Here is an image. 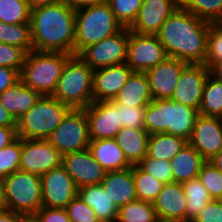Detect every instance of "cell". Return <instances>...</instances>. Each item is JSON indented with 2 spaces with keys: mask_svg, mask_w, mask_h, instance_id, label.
I'll use <instances>...</instances> for the list:
<instances>
[{
  "mask_svg": "<svg viewBox=\"0 0 222 222\" xmlns=\"http://www.w3.org/2000/svg\"><path fill=\"white\" fill-rule=\"evenodd\" d=\"M210 74L213 75L216 79L222 81V61L215 64L210 69Z\"/></svg>",
  "mask_w": 222,
  "mask_h": 222,
  "instance_id": "cell-54",
  "label": "cell"
},
{
  "mask_svg": "<svg viewBox=\"0 0 222 222\" xmlns=\"http://www.w3.org/2000/svg\"><path fill=\"white\" fill-rule=\"evenodd\" d=\"M62 155L89 147L88 122L84 109H71L47 139Z\"/></svg>",
  "mask_w": 222,
  "mask_h": 222,
  "instance_id": "cell-9",
  "label": "cell"
},
{
  "mask_svg": "<svg viewBox=\"0 0 222 222\" xmlns=\"http://www.w3.org/2000/svg\"><path fill=\"white\" fill-rule=\"evenodd\" d=\"M101 185L119 208L138 200L133 177V165L122 171L107 172Z\"/></svg>",
  "mask_w": 222,
  "mask_h": 222,
  "instance_id": "cell-22",
  "label": "cell"
},
{
  "mask_svg": "<svg viewBox=\"0 0 222 222\" xmlns=\"http://www.w3.org/2000/svg\"><path fill=\"white\" fill-rule=\"evenodd\" d=\"M192 222H222V202L211 200Z\"/></svg>",
  "mask_w": 222,
  "mask_h": 222,
  "instance_id": "cell-45",
  "label": "cell"
},
{
  "mask_svg": "<svg viewBox=\"0 0 222 222\" xmlns=\"http://www.w3.org/2000/svg\"><path fill=\"white\" fill-rule=\"evenodd\" d=\"M210 24L178 7L156 35L168 57L188 64H204Z\"/></svg>",
  "mask_w": 222,
  "mask_h": 222,
  "instance_id": "cell-2",
  "label": "cell"
},
{
  "mask_svg": "<svg viewBox=\"0 0 222 222\" xmlns=\"http://www.w3.org/2000/svg\"><path fill=\"white\" fill-rule=\"evenodd\" d=\"M122 28L107 1L76 7L74 55L87 46L115 35Z\"/></svg>",
  "mask_w": 222,
  "mask_h": 222,
  "instance_id": "cell-4",
  "label": "cell"
},
{
  "mask_svg": "<svg viewBox=\"0 0 222 222\" xmlns=\"http://www.w3.org/2000/svg\"><path fill=\"white\" fill-rule=\"evenodd\" d=\"M198 110L172 99H153L144 112V129L149 134L167 133L189 140Z\"/></svg>",
  "mask_w": 222,
  "mask_h": 222,
  "instance_id": "cell-3",
  "label": "cell"
},
{
  "mask_svg": "<svg viewBox=\"0 0 222 222\" xmlns=\"http://www.w3.org/2000/svg\"><path fill=\"white\" fill-rule=\"evenodd\" d=\"M116 20L129 27L135 20L143 0H106Z\"/></svg>",
  "mask_w": 222,
  "mask_h": 222,
  "instance_id": "cell-38",
  "label": "cell"
},
{
  "mask_svg": "<svg viewBox=\"0 0 222 222\" xmlns=\"http://www.w3.org/2000/svg\"><path fill=\"white\" fill-rule=\"evenodd\" d=\"M76 7L69 0L31 9L33 50L74 55Z\"/></svg>",
  "mask_w": 222,
  "mask_h": 222,
  "instance_id": "cell-1",
  "label": "cell"
},
{
  "mask_svg": "<svg viewBox=\"0 0 222 222\" xmlns=\"http://www.w3.org/2000/svg\"><path fill=\"white\" fill-rule=\"evenodd\" d=\"M199 181L207 188L212 199L222 194V172L206 161L198 174Z\"/></svg>",
  "mask_w": 222,
  "mask_h": 222,
  "instance_id": "cell-40",
  "label": "cell"
},
{
  "mask_svg": "<svg viewBox=\"0 0 222 222\" xmlns=\"http://www.w3.org/2000/svg\"><path fill=\"white\" fill-rule=\"evenodd\" d=\"M199 114L222 118V81L209 74L203 89Z\"/></svg>",
  "mask_w": 222,
  "mask_h": 222,
  "instance_id": "cell-30",
  "label": "cell"
},
{
  "mask_svg": "<svg viewBox=\"0 0 222 222\" xmlns=\"http://www.w3.org/2000/svg\"><path fill=\"white\" fill-rule=\"evenodd\" d=\"M217 200L222 202V194L220 195V197Z\"/></svg>",
  "mask_w": 222,
  "mask_h": 222,
  "instance_id": "cell-57",
  "label": "cell"
},
{
  "mask_svg": "<svg viewBox=\"0 0 222 222\" xmlns=\"http://www.w3.org/2000/svg\"><path fill=\"white\" fill-rule=\"evenodd\" d=\"M132 72L126 63L94 70L93 101L113 100Z\"/></svg>",
  "mask_w": 222,
  "mask_h": 222,
  "instance_id": "cell-21",
  "label": "cell"
},
{
  "mask_svg": "<svg viewBox=\"0 0 222 222\" xmlns=\"http://www.w3.org/2000/svg\"><path fill=\"white\" fill-rule=\"evenodd\" d=\"M222 61V23L210 24L204 64L211 69Z\"/></svg>",
  "mask_w": 222,
  "mask_h": 222,
  "instance_id": "cell-39",
  "label": "cell"
},
{
  "mask_svg": "<svg viewBox=\"0 0 222 222\" xmlns=\"http://www.w3.org/2000/svg\"><path fill=\"white\" fill-rule=\"evenodd\" d=\"M179 7L211 24L222 23V0H179Z\"/></svg>",
  "mask_w": 222,
  "mask_h": 222,
  "instance_id": "cell-32",
  "label": "cell"
},
{
  "mask_svg": "<svg viewBox=\"0 0 222 222\" xmlns=\"http://www.w3.org/2000/svg\"><path fill=\"white\" fill-rule=\"evenodd\" d=\"M71 222H100L95 211L77 195L66 207Z\"/></svg>",
  "mask_w": 222,
  "mask_h": 222,
  "instance_id": "cell-43",
  "label": "cell"
},
{
  "mask_svg": "<svg viewBox=\"0 0 222 222\" xmlns=\"http://www.w3.org/2000/svg\"><path fill=\"white\" fill-rule=\"evenodd\" d=\"M187 144L188 140L183 137L167 133L149 134L145 158L171 161Z\"/></svg>",
  "mask_w": 222,
  "mask_h": 222,
  "instance_id": "cell-29",
  "label": "cell"
},
{
  "mask_svg": "<svg viewBox=\"0 0 222 222\" xmlns=\"http://www.w3.org/2000/svg\"><path fill=\"white\" fill-rule=\"evenodd\" d=\"M168 57L157 35L129 30L126 64L133 72H146Z\"/></svg>",
  "mask_w": 222,
  "mask_h": 222,
  "instance_id": "cell-11",
  "label": "cell"
},
{
  "mask_svg": "<svg viewBox=\"0 0 222 222\" xmlns=\"http://www.w3.org/2000/svg\"><path fill=\"white\" fill-rule=\"evenodd\" d=\"M129 28L84 48L78 56L93 70L126 63Z\"/></svg>",
  "mask_w": 222,
  "mask_h": 222,
  "instance_id": "cell-10",
  "label": "cell"
},
{
  "mask_svg": "<svg viewBox=\"0 0 222 222\" xmlns=\"http://www.w3.org/2000/svg\"><path fill=\"white\" fill-rule=\"evenodd\" d=\"M8 209L6 199H5V192L3 182L0 179V212L5 211Z\"/></svg>",
  "mask_w": 222,
  "mask_h": 222,
  "instance_id": "cell-55",
  "label": "cell"
},
{
  "mask_svg": "<svg viewBox=\"0 0 222 222\" xmlns=\"http://www.w3.org/2000/svg\"><path fill=\"white\" fill-rule=\"evenodd\" d=\"M84 110L90 141L115 138L122 129L119 122L118 104L112 100L93 101Z\"/></svg>",
  "mask_w": 222,
  "mask_h": 222,
  "instance_id": "cell-14",
  "label": "cell"
},
{
  "mask_svg": "<svg viewBox=\"0 0 222 222\" xmlns=\"http://www.w3.org/2000/svg\"><path fill=\"white\" fill-rule=\"evenodd\" d=\"M41 183L43 207L66 209L78 195V187L62 165L42 175Z\"/></svg>",
  "mask_w": 222,
  "mask_h": 222,
  "instance_id": "cell-12",
  "label": "cell"
},
{
  "mask_svg": "<svg viewBox=\"0 0 222 222\" xmlns=\"http://www.w3.org/2000/svg\"><path fill=\"white\" fill-rule=\"evenodd\" d=\"M146 107L125 106L118 104L119 122L122 128L144 129V112Z\"/></svg>",
  "mask_w": 222,
  "mask_h": 222,
  "instance_id": "cell-44",
  "label": "cell"
},
{
  "mask_svg": "<svg viewBox=\"0 0 222 222\" xmlns=\"http://www.w3.org/2000/svg\"><path fill=\"white\" fill-rule=\"evenodd\" d=\"M188 143L209 161L222 148V118L199 114Z\"/></svg>",
  "mask_w": 222,
  "mask_h": 222,
  "instance_id": "cell-17",
  "label": "cell"
},
{
  "mask_svg": "<svg viewBox=\"0 0 222 222\" xmlns=\"http://www.w3.org/2000/svg\"><path fill=\"white\" fill-rule=\"evenodd\" d=\"M62 166L79 188L101 184L107 171L93 158L89 149L62 155Z\"/></svg>",
  "mask_w": 222,
  "mask_h": 222,
  "instance_id": "cell-16",
  "label": "cell"
},
{
  "mask_svg": "<svg viewBox=\"0 0 222 222\" xmlns=\"http://www.w3.org/2000/svg\"><path fill=\"white\" fill-rule=\"evenodd\" d=\"M72 108L53 96H41L17 121V138L47 140Z\"/></svg>",
  "mask_w": 222,
  "mask_h": 222,
  "instance_id": "cell-7",
  "label": "cell"
},
{
  "mask_svg": "<svg viewBox=\"0 0 222 222\" xmlns=\"http://www.w3.org/2000/svg\"><path fill=\"white\" fill-rule=\"evenodd\" d=\"M88 149L107 172L122 171L132 167L115 138L91 140Z\"/></svg>",
  "mask_w": 222,
  "mask_h": 222,
  "instance_id": "cell-24",
  "label": "cell"
},
{
  "mask_svg": "<svg viewBox=\"0 0 222 222\" xmlns=\"http://www.w3.org/2000/svg\"><path fill=\"white\" fill-rule=\"evenodd\" d=\"M17 127L0 126V150L17 139Z\"/></svg>",
  "mask_w": 222,
  "mask_h": 222,
  "instance_id": "cell-48",
  "label": "cell"
},
{
  "mask_svg": "<svg viewBox=\"0 0 222 222\" xmlns=\"http://www.w3.org/2000/svg\"><path fill=\"white\" fill-rule=\"evenodd\" d=\"M0 43H6L24 49L33 50L30 23L7 24L0 21Z\"/></svg>",
  "mask_w": 222,
  "mask_h": 222,
  "instance_id": "cell-34",
  "label": "cell"
},
{
  "mask_svg": "<svg viewBox=\"0 0 222 222\" xmlns=\"http://www.w3.org/2000/svg\"><path fill=\"white\" fill-rule=\"evenodd\" d=\"M34 216L40 222H71L66 209L42 206Z\"/></svg>",
  "mask_w": 222,
  "mask_h": 222,
  "instance_id": "cell-46",
  "label": "cell"
},
{
  "mask_svg": "<svg viewBox=\"0 0 222 222\" xmlns=\"http://www.w3.org/2000/svg\"><path fill=\"white\" fill-rule=\"evenodd\" d=\"M0 126L3 127H17V120L13 115L6 110L0 101Z\"/></svg>",
  "mask_w": 222,
  "mask_h": 222,
  "instance_id": "cell-49",
  "label": "cell"
},
{
  "mask_svg": "<svg viewBox=\"0 0 222 222\" xmlns=\"http://www.w3.org/2000/svg\"><path fill=\"white\" fill-rule=\"evenodd\" d=\"M93 72L78 55L65 63L53 97L72 109H84L93 102Z\"/></svg>",
  "mask_w": 222,
  "mask_h": 222,
  "instance_id": "cell-6",
  "label": "cell"
},
{
  "mask_svg": "<svg viewBox=\"0 0 222 222\" xmlns=\"http://www.w3.org/2000/svg\"><path fill=\"white\" fill-rule=\"evenodd\" d=\"M117 222H159L153 204L136 200L123 205L118 210Z\"/></svg>",
  "mask_w": 222,
  "mask_h": 222,
  "instance_id": "cell-33",
  "label": "cell"
},
{
  "mask_svg": "<svg viewBox=\"0 0 222 222\" xmlns=\"http://www.w3.org/2000/svg\"><path fill=\"white\" fill-rule=\"evenodd\" d=\"M20 80V73L8 67L0 66V94Z\"/></svg>",
  "mask_w": 222,
  "mask_h": 222,
  "instance_id": "cell-47",
  "label": "cell"
},
{
  "mask_svg": "<svg viewBox=\"0 0 222 222\" xmlns=\"http://www.w3.org/2000/svg\"><path fill=\"white\" fill-rule=\"evenodd\" d=\"M75 7H82L91 4H98L106 0H69Z\"/></svg>",
  "mask_w": 222,
  "mask_h": 222,
  "instance_id": "cell-53",
  "label": "cell"
},
{
  "mask_svg": "<svg viewBox=\"0 0 222 222\" xmlns=\"http://www.w3.org/2000/svg\"><path fill=\"white\" fill-rule=\"evenodd\" d=\"M188 63L167 57L158 65L147 70L150 91L153 99H171L179 77Z\"/></svg>",
  "mask_w": 222,
  "mask_h": 222,
  "instance_id": "cell-19",
  "label": "cell"
},
{
  "mask_svg": "<svg viewBox=\"0 0 222 222\" xmlns=\"http://www.w3.org/2000/svg\"><path fill=\"white\" fill-rule=\"evenodd\" d=\"M186 199L182 183L164 184L152 203L159 222H187Z\"/></svg>",
  "mask_w": 222,
  "mask_h": 222,
  "instance_id": "cell-20",
  "label": "cell"
},
{
  "mask_svg": "<svg viewBox=\"0 0 222 222\" xmlns=\"http://www.w3.org/2000/svg\"><path fill=\"white\" fill-rule=\"evenodd\" d=\"M62 0H27L30 9L57 3Z\"/></svg>",
  "mask_w": 222,
  "mask_h": 222,
  "instance_id": "cell-51",
  "label": "cell"
},
{
  "mask_svg": "<svg viewBox=\"0 0 222 222\" xmlns=\"http://www.w3.org/2000/svg\"><path fill=\"white\" fill-rule=\"evenodd\" d=\"M133 177L138 200L153 203L164 183L144 171L139 165H133Z\"/></svg>",
  "mask_w": 222,
  "mask_h": 222,
  "instance_id": "cell-35",
  "label": "cell"
},
{
  "mask_svg": "<svg viewBox=\"0 0 222 222\" xmlns=\"http://www.w3.org/2000/svg\"><path fill=\"white\" fill-rule=\"evenodd\" d=\"M148 138L145 129L125 127L117 133L115 140L128 162L138 165L146 157Z\"/></svg>",
  "mask_w": 222,
  "mask_h": 222,
  "instance_id": "cell-27",
  "label": "cell"
},
{
  "mask_svg": "<svg viewBox=\"0 0 222 222\" xmlns=\"http://www.w3.org/2000/svg\"><path fill=\"white\" fill-rule=\"evenodd\" d=\"M71 54L32 50L27 53L20 80L42 96H52Z\"/></svg>",
  "mask_w": 222,
  "mask_h": 222,
  "instance_id": "cell-5",
  "label": "cell"
},
{
  "mask_svg": "<svg viewBox=\"0 0 222 222\" xmlns=\"http://www.w3.org/2000/svg\"><path fill=\"white\" fill-rule=\"evenodd\" d=\"M27 52L19 47L0 43V66L17 70L21 73Z\"/></svg>",
  "mask_w": 222,
  "mask_h": 222,
  "instance_id": "cell-42",
  "label": "cell"
},
{
  "mask_svg": "<svg viewBox=\"0 0 222 222\" xmlns=\"http://www.w3.org/2000/svg\"><path fill=\"white\" fill-rule=\"evenodd\" d=\"M175 183L196 179L206 160L189 143L170 161Z\"/></svg>",
  "mask_w": 222,
  "mask_h": 222,
  "instance_id": "cell-28",
  "label": "cell"
},
{
  "mask_svg": "<svg viewBox=\"0 0 222 222\" xmlns=\"http://www.w3.org/2000/svg\"><path fill=\"white\" fill-rule=\"evenodd\" d=\"M208 162L222 172V148Z\"/></svg>",
  "mask_w": 222,
  "mask_h": 222,
  "instance_id": "cell-52",
  "label": "cell"
},
{
  "mask_svg": "<svg viewBox=\"0 0 222 222\" xmlns=\"http://www.w3.org/2000/svg\"><path fill=\"white\" fill-rule=\"evenodd\" d=\"M41 94L27 87L19 80L0 94L1 104L18 121L41 98Z\"/></svg>",
  "mask_w": 222,
  "mask_h": 222,
  "instance_id": "cell-25",
  "label": "cell"
},
{
  "mask_svg": "<svg viewBox=\"0 0 222 222\" xmlns=\"http://www.w3.org/2000/svg\"><path fill=\"white\" fill-rule=\"evenodd\" d=\"M78 195L95 211L100 222L117 220L119 207L106 194L101 184L83 186L78 189Z\"/></svg>",
  "mask_w": 222,
  "mask_h": 222,
  "instance_id": "cell-26",
  "label": "cell"
},
{
  "mask_svg": "<svg viewBox=\"0 0 222 222\" xmlns=\"http://www.w3.org/2000/svg\"><path fill=\"white\" fill-rule=\"evenodd\" d=\"M152 100L146 73L132 72L112 101L125 106L146 107Z\"/></svg>",
  "mask_w": 222,
  "mask_h": 222,
  "instance_id": "cell-23",
  "label": "cell"
},
{
  "mask_svg": "<svg viewBox=\"0 0 222 222\" xmlns=\"http://www.w3.org/2000/svg\"><path fill=\"white\" fill-rule=\"evenodd\" d=\"M8 209L25 216H34L42 207L41 176L15 171L2 179Z\"/></svg>",
  "mask_w": 222,
  "mask_h": 222,
  "instance_id": "cell-8",
  "label": "cell"
},
{
  "mask_svg": "<svg viewBox=\"0 0 222 222\" xmlns=\"http://www.w3.org/2000/svg\"><path fill=\"white\" fill-rule=\"evenodd\" d=\"M62 165V154L48 140L22 139L19 170L39 176Z\"/></svg>",
  "mask_w": 222,
  "mask_h": 222,
  "instance_id": "cell-13",
  "label": "cell"
},
{
  "mask_svg": "<svg viewBox=\"0 0 222 222\" xmlns=\"http://www.w3.org/2000/svg\"><path fill=\"white\" fill-rule=\"evenodd\" d=\"M31 9L27 0H0V21L7 24L30 23Z\"/></svg>",
  "mask_w": 222,
  "mask_h": 222,
  "instance_id": "cell-36",
  "label": "cell"
},
{
  "mask_svg": "<svg viewBox=\"0 0 222 222\" xmlns=\"http://www.w3.org/2000/svg\"><path fill=\"white\" fill-rule=\"evenodd\" d=\"M187 197V222H192L203 208L213 200L198 178L182 183Z\"/></svg>",
  "mask_w": 222,
  "mask_h": 222,
  "instance_id": "cell-31",
  "label": "cell"
},
{
  "mask_svg": "<svg viewBox=\"0 0 222 222\" xmlns=\"http://www.w3.org/2000/svg\"><path fill=\"white\" fill-rule=\"evenodd\" d=\"M138 165L164 184L174 183L170 161L144 158Z\"/></svg>",
  "mask_w": 222,
  "mask_h": 222,
  "instance_id": "cell-41",
  "label": "cell"
},
{
  "mask_svg": "<svg viewBox=\"0 0 222 222\" xmlns=\"http://www.w3.org/2000/svg\"><path fill=\"white\" fill-rule=\"evenodd\" d=\"M209 74L210 69L205 64H188L179 77L171 99L199 111Z\"/></svg>",
  "mask_w": 222,
  "mask_h": 222,
  "instance_id": "cell-15",
  "label": "cell"
},
{
  "mask_svg": "<svg viewBox=\"0 0 222 222\" xmlns=\"http://www.w3.org/2000/svg\"><path fill=\"white\" fill-rule=\"evenodd\" d=\"M22 139L17 138L10 145L0 150V179L19 171Z\"/></svg>",
  "mask_w": 222,
  "mask_h": 222,
  "instance_id": "cell-37",
  "label": "cell"
},
{
  "mask_svg": "<svg viewBox=\"0 0 222 222\" xmlns=\"http://www.w3.org/2000/svg\"><path fill=\"white\" fill-rule=\"evenodd\" d=\"M0 222H25V215L7 209L0 212Z\"/></svg>",
  "mask_w": 222,
  "mask_h": 222,
  "instance_id": "cell-50",
  "label": "cell"
},
{
  "mask_svg": "<svg viewBox=\"0 0 222 222\" xmlns=\"http://www.w3.org/2000/svg\"><path fill=\"white\" fill-rule=\"evenodd\" d=\"M25 222H40L35 216H25Z\"/></svg>",
  "mask_w": 222,
  "mask_h": 222,
  "instance_id": "cell-56",
  "label": "cell"
},
{
  "mask_svg": "<svg viewBox=\"0 0 222 222\" xmlns=\"http://www.w3.org/2000/svg\"><path fill=\"white\" fill-rule=\"evenodd\" d=\"M179 7V0H143L134 22L128 27L138 34L156 35Z\"/></svg>",
  "mask_w": 222,
  "mask_h": 222,
  "instance_id": "cell-18",
  "label": "cell"
}]
</instances>
